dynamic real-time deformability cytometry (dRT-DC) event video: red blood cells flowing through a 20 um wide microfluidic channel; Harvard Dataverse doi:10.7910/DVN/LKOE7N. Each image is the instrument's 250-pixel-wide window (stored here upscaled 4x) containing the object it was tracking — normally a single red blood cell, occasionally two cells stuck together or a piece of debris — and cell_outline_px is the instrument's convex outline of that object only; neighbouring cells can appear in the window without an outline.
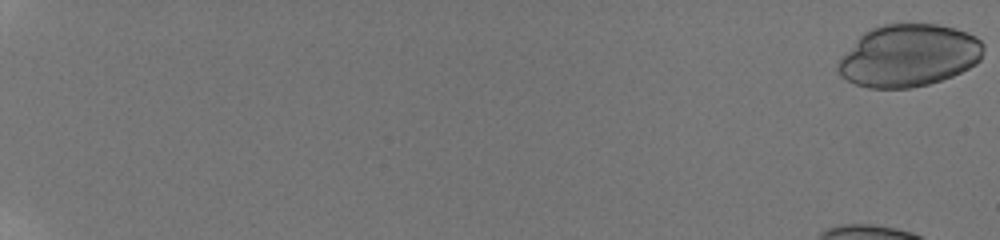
{"species": "human", "species_latin": "Homo sapiens", "temperature_condition": "room temperature", "stored_images_in_passage": 21, "camera_frame_rate_fps": 3000, "um_per_image_px": 0.085, "donor": {"sex": "male"}, "frame": {"image": 1, "passage_image": 1, "time_ms": 0.0, "image_size_px": [1000, 240], "cell_outline_px": [[984, 48], [980, 60], [976, 64], [952, 76], [928, 84], [912, 88], [868, 88], [856, 84], [840, 76], [836, 68], [840, 60], [856, 40], [864, 32], [872, 28], [884, 24], [936, 24], [956, 28], [976, 36], [984, 44]], "centroid_in_image_um": [77.26, 4.72], "position_along_channel_um": 7.7, "area_um2": 52.66}}